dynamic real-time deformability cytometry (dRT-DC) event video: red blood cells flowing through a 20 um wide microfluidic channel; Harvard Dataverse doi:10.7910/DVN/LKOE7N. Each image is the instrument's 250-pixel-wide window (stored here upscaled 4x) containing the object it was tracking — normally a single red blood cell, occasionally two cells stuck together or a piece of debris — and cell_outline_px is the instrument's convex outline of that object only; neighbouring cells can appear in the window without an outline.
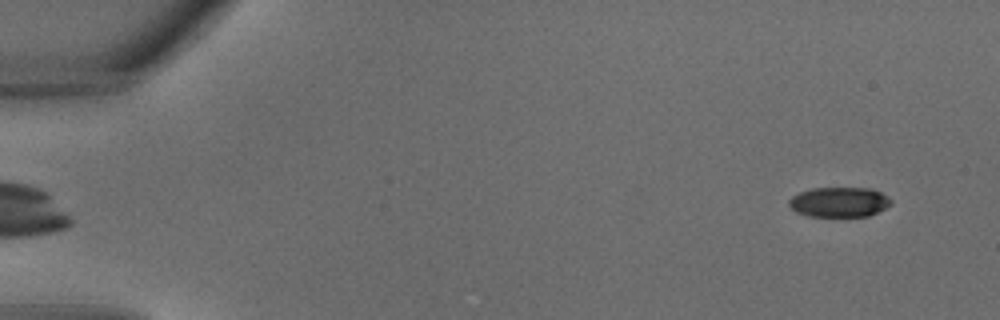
{"species": "common noctule bat (a hibernating species)", "species_latin": "Nyctalus noctula", "temperature_condition": "warm", "stored_images_in_passage": 33, "camera_frame_rate_fps": 3000, "um_per_image_px": 0.085, "animal": {"sex": "male", "body_mass_g": 18.8}, "frame": {"image": 1, "passage_image": 2, "time_ms": 0.333, "image_size_px": [1000, 320], "cell_outline_px": [[892, 204], [868, 216], [808, 216], [796, 212], [788, 204], [788, 200], [792, 196], [800, 192], [812, 188], [872, 188], [888, 196], [892, 200]], "centroid_in_image_um": [71.33, 17.17], "position_along_channel_um": 13.7, "area_um2": 17.8}}
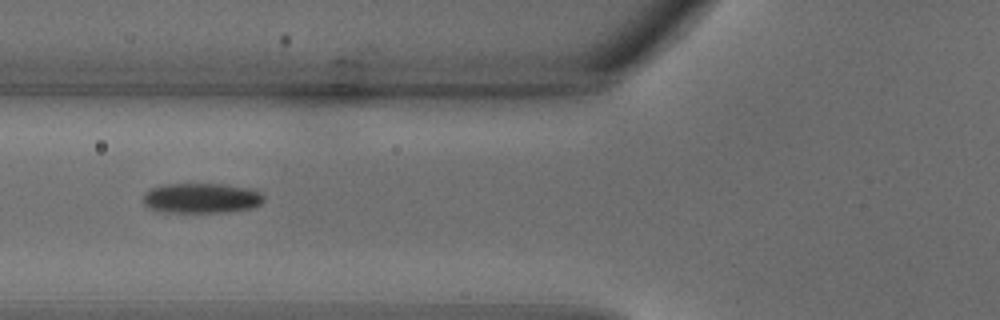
{"frame": {"image": 2, "passage_image": 13, "time_ms": 4.0, "image_size_px": [1000, 320], "cell_outline_px": [[264, 200], [260, 204], [252, 208], [232, 212], [164, 212], [148, 208], [144, 204], [144, 192], [152, 188], [164, 184], [224, 184], [244, 188], [260, 192], [264, 196]], "centroid_in_image_um": [17.11, 16.85], "position_along_channel_um": 108.7, "area_um2": 21.15}}
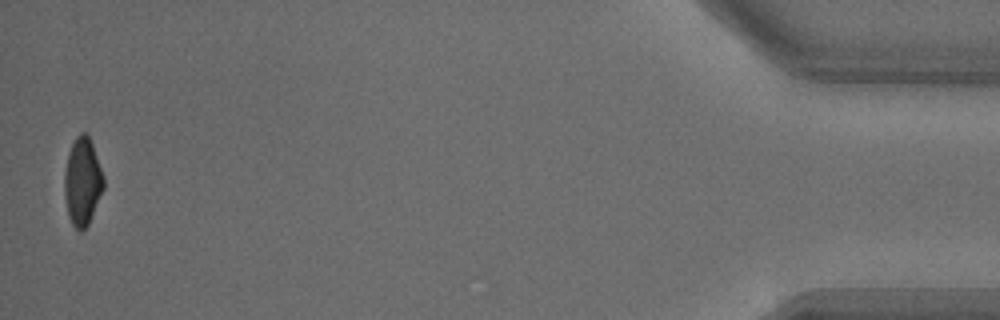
{"frame": {"image": 3, "passage_image": 33, "time_ms": 10.667, "image_size_px": [1000, 320], "cell_outline_px": [[104, 188], [92, 216], [88, 224], [80, 232], [72, 224], [68, 216], [64, 196], [64, 172], [68, 152], [76, 136], [80, 132], [84, 132], [88, 136], [92, 144], [104, 176]], "centroid_in_image_um": [7.0, 15.44], "position_along_channel_um": 428.2, "area_um2": 20.06}}